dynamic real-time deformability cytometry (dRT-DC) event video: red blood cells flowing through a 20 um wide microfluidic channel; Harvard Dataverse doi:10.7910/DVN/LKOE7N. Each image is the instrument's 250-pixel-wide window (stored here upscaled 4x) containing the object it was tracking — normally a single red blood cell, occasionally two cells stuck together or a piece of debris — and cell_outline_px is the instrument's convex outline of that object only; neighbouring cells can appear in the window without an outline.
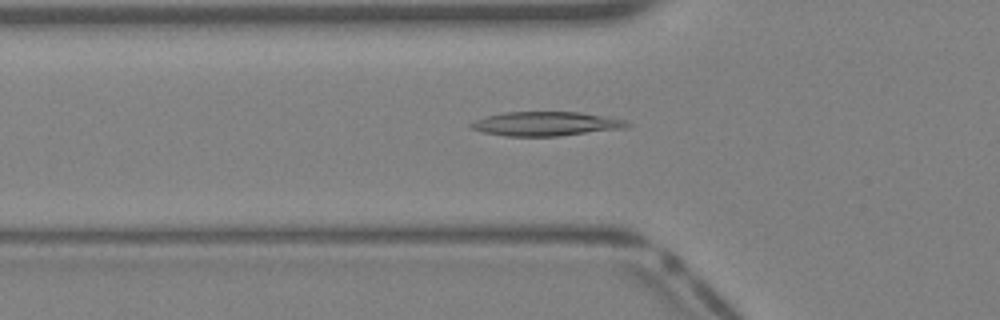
{"species": "Egyptian fruit bat (a non-hibernating species)", "species_latin": "Rousettus aegyptiacus", "temperature_condition": "warm", "stored_images_in_passage": 38, "camera_frame_rate_fps": 3000, "um_per_image_px": 0.085, "animal": {"sex": "female"}, "frame": {"image": 1, "passage_image": 12, "time_ms": 3.667, "image_size_px": [1000, 320], "cell_outline_px": [[632, 124], [624, 128], [560, 136], [504, 136], [480, 132], [468, 128], [468, 124], [476, 120], [488, 116], [504, 112], [580, 112], [624, 120]], "centroid_in_image_um": [46.33, 10.53], "position_along_channel_um": 79.5, "area_um2": 21.96}}
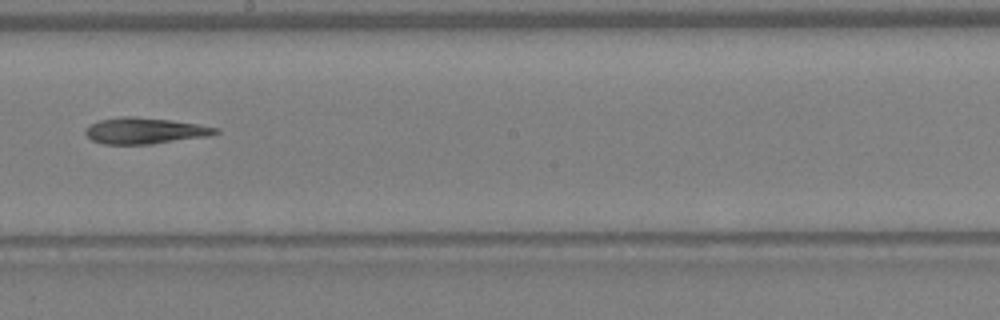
{"frame": {"image": 2, "passage_image": 21, "time_ms": 6.667, "image_size_px": [1000, 320], "cell_outline_px": [[220, 132], [208, 136], [152, 144], [104, 144], [92, 140], [84, 132], [84, 128], [88, 124], [100, 120], [124, 116], [136, 116], [172, 120], [220, 128]], "centroid_in_image_um": [12.29, 11.11], "position_along_channel_um": 235.9, "area_um2": 19.94}}
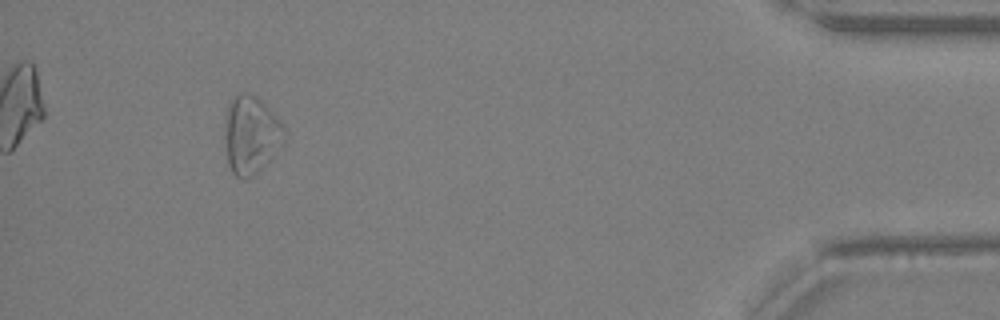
{"frame": {"image": 3, "passage_image": 35, "time_ms": 11.333, "image_size_px": [1000, 320], "cell_outline_px": [[288, 136], [268, 160], [252, 176], [244, 180], [236, 176], [232, 172], [228, 164], [224, 136], [228, 104], [236, 96], [248, 92], [256, 96], [284, 124], [288, 132]], "centroid_in_image_um": [21.35, 11.46], "position_along_channel_um": 413.9, "area_um2": 26.82}}